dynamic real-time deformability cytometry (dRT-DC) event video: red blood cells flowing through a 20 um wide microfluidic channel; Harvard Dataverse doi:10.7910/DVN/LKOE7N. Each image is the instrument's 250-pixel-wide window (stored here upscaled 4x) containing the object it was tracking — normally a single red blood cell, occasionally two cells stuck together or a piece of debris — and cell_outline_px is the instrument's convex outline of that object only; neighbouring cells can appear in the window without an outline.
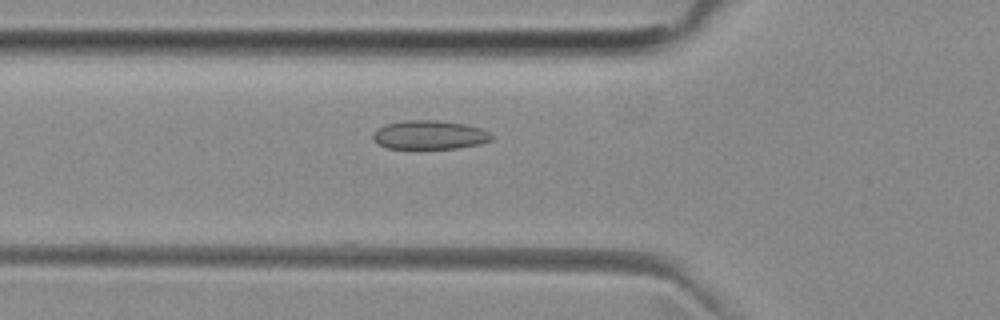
{"species": "common noctule bat (a hibernating species)", "species_latin": "Nyctalus noctula", "temperature_condition": "room temperature", "stored_images_in_passage": 35, "camera_frame_rate_fps": 3000, "um_per_image_px": 0.085, "animal": {"sex": "female", "body_mass_g": 29.2, "forearm_length_mm": 56.3}, "frame": {"image": 1, "passage_image": 7, "time_ms": 2.0, "image_size_px": [1000, 320], "cell_outline_px": [[492, 140], [480, 144], [456, 148], [388, 148], [380, 144], [372, 136], [372, 132], [376, 128], [384, 124], [404, 120], [436, 120], [464, 124], [480, 128], [488, 132], [492, 136]], "centroid_in_image_um": [36.49, 11.45], "position_along_channel_um": 89.3, "area_um2": 19.83}}
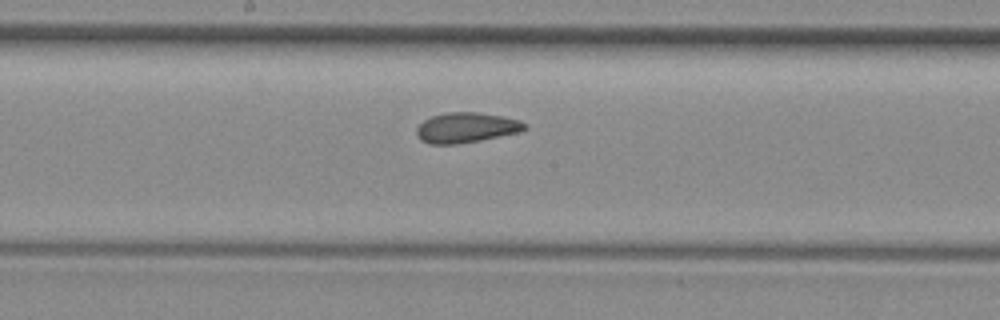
{"frame": {"image": 2, "passage_image": 16, "time_ms": 5.0, "image_size_px": [1000, 320], "cell_outline_px": [[528, 128], [520, 132], [480, 140], [456, 144], [428, 144], [420, 140], [416, 132], [416, 128], [424, 120], [432, 116], [448, 112], [476, 112], [500, 116], [520, 120], [528, 124]], "centroid_in_image_um": [39.64, 10.85], "position_along_channel_um": 208.6, "area_um2": 19.02}}
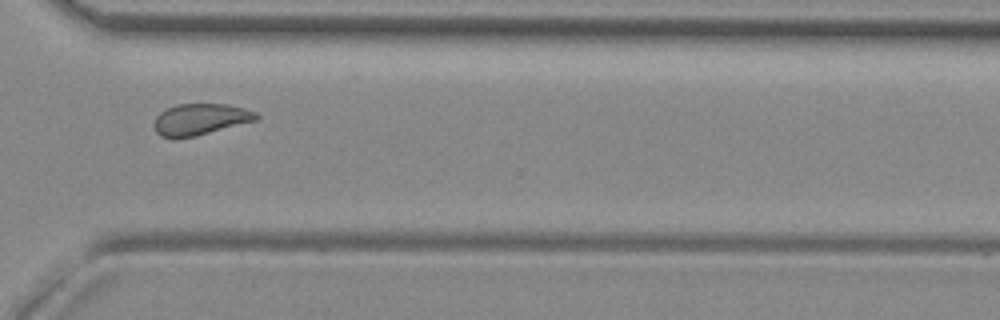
{"frame": {"image": 3, "passage_image": 27, "time_ms": 8.667, "image_size_px": [1000, 320], "cell_outline_px": [[260, 116], [256, 120], [196, 136], [160, 136], [156, 132], [152, 124], [156, 116], [160, 112], [176, 104], [228, 104], [244, 108], [256, 112]], "centroid_in_image_um": [17.02, 10.12], "position_along_channel_um": 353.6, "area_um2": 18.44}, "authors_computed_cell_mechanics": {"area_um2": 19.0162, "velocity_mm_per_s": 3.9553, "shape_relaxation_time_tau1_ms": null, "shape_relaxation_time_tau2_ms": 1.5388, "deformation_change_tau1": null, "deformation_change_tau2": 0.0779}}